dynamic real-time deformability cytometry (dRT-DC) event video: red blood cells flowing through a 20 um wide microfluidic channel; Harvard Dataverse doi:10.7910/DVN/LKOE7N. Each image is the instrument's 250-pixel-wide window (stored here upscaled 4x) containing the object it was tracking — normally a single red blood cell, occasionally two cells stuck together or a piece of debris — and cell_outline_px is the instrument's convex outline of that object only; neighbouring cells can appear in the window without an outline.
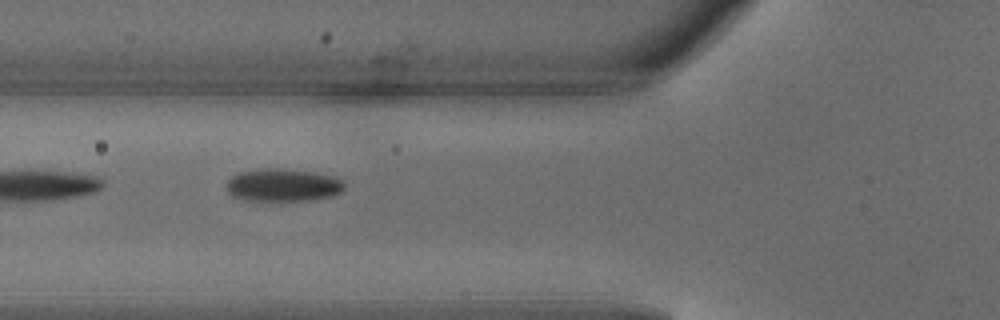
{"species": "common noctule bat (a hibernating species)", "species_latin": "Nyctalus noctula", "temperature_condition": "warm", "stored_images_in_passage": 8, "camera_frame_rate_fps": 3000, "um_per_image_px": 0.085, "animal": {"sex": "male", "body_mass_g": 18.8}, "frame": {"image": 1, "passage_image": 3, "time_ms": 0.667, "image_size_px": [1000, 320], "cell_outline_px": [[344, 188], [340, 192], [332, 196], [308, 200], [240, 200], [232, 196], [228, 192], [228, 180], [232, 176], [240, 172], [260, 168], [280, 168], [316, 172], [336, 176], [344, 180]], "centroid_in_image_um": [24.08, 15.72], "position_along_channel_um": 101.7, "area_um2": 22.66}}
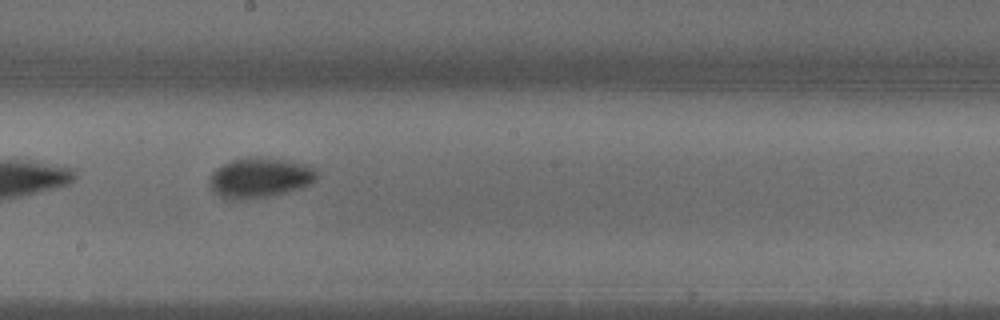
{"frame": {"image": 2, "passage_image": 6, "time_ms": 1.667, "image_size_px": [1000, 320], "cell_outline_px": [[320, 172], [316, 180], [312, 184], [288, 192], [268, 196], [244, 200], [224, 200], [212, 188], [208, 180], [212, 172], [216, 168], [232, 160], [248, 156], [288, 160], [308, 164], [316, 168]], "centroid_in_image_um": [22.13, 15.1], "position_along_channel_um": 226.1, "area_um2": 25.55}}
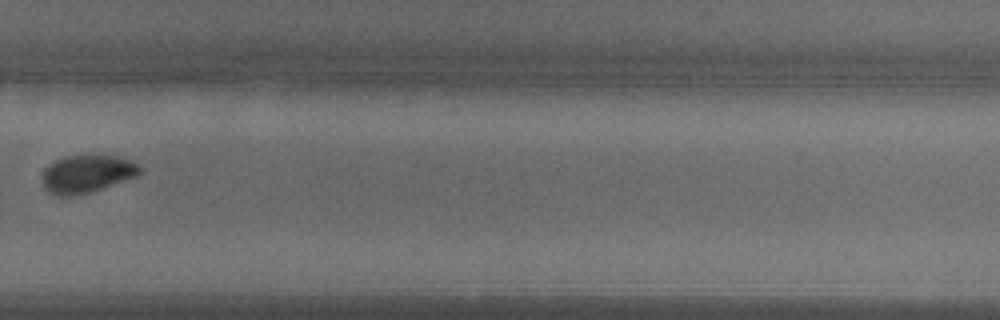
{"frame": {"image": 3, "passage_image": 8, "time_ms": 2.333, "image_size_px": [1000, 320], "cell_outline_px": [[144, 172], [136, 176], [88, 192], [72, 196], [60, 196], [48, 192], [44, 188], [44, 172], [56, 160], [64, 156], [120, 156], [132, 160], [140, 164], [144, 168]], "centroid_in_image_um": [7.47, 14.77], "position_along_channel_um": 322.3, "area_um2": 21.1}}